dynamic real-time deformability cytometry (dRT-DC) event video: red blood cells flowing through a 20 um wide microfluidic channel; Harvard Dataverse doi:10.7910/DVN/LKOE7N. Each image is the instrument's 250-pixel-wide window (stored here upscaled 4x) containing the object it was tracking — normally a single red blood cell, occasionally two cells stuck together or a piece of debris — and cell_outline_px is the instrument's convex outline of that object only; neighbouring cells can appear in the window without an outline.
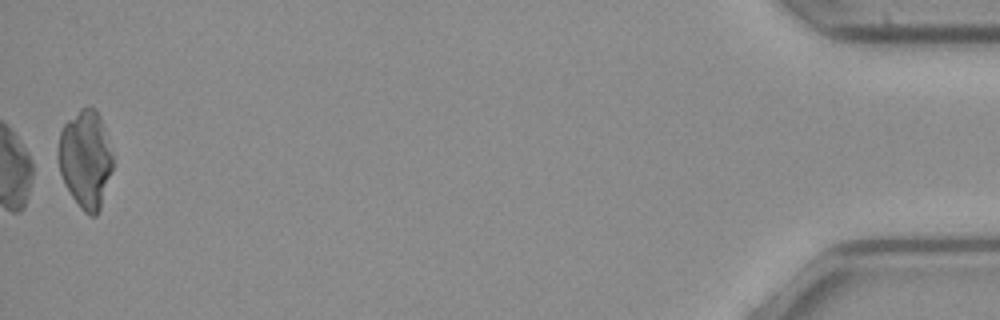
{"species": "common noctule bat (a hibernating species)", "species_latin": "Nyctalus noctula", "temperature_condition": "cold", "stored_images_in_passage": 43, "camera_frame_rate_fps": 3000, "um_per_image_px": 0.085, "animal": {"sex": "female", "body_mass_g": 21.9}, "frame": {"image": 1, "passage_image": 43, "time_ms": 14.0, "image_size_px": [1000, 320], "cell_outline_px": [[112, 168], [100, 208], [96, 216], [88, 216], [80, 208], [64, 184], [60, 172], [56, 156], [56, 152], [60, 132], [64, 124], [80, 108], [88, 104], [100, 116], [112, 156]], "centroid_in_image_um": [7.22, 13.53], "position_along_channel_um": 428.0, "area_um2": 31.04}}